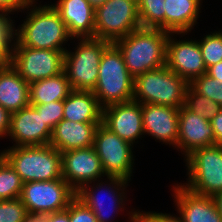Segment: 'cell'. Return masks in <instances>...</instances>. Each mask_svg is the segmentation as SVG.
Segmentation results:
<instances>
[{
  "mask_svg": "<svg viewBox=\"0 0 222 222\" xmlns=\"http://www.w3.org/2000/svg\"><path fill=\"white\" fill-rule=\"evenodd\" d=\"M93 147L101 160L106 176L132 181L134 173V146L110 131L102 123L97 126Z\"/></svg>",
  "mask_w": 222,
  "mask_h": 222,
  "instance_id": "obj_10",
  "label": "cell"
},
{
  "mask_svg": "<svg viewBox=\"0 0 222 222\" xmlns=\"http://www.w3.org/2000/svg\"><path fill=\"white\" fill-rule=\"evenodd\" d=\"M171 196L183 222H222L213 197L193 193L180 183L173 184Z\"/></svg>",
  "mask_w": 222,
  "mask_h": 222,
  "instance_id": "obj_19",
  "label": "cell"
},
{
  "mask_svg": "<svg viewBox=\"0 0 222 222\" xmlns=\"http://www.w3.org/2000/svg\"><path fill=\"white\" fill-rule=\"evenodd\" d=\"M101 123H81L62 119L52 130L49 144L60 153L93 146L95 130Z\"/></svg>",
  "mask_w": 222,
  "mask_h": 222,
  "instance_id": "obj_21",
  "label": "cell"
},
{
  "mask_svg": "<svg viewBox=\"0 0 222 222\" xmlns=\"http://www.w3.org/2000/svg\"><path fill=\"white\" fill-rule=\"evenodd\" d=\"M184 106L192 113L208 120L214 118L222 108L221 105L212 99L198 94L190 85L186 91Z\"/></svg>",
  "mask_w": 222,
  "mask_h": 222,
  "instance_id": "obj_28",
  "label": "cell"
},
{
  "mask_svg": "<svg viewBox=\"0 0 222 222\" xmlns=\"http://www.w3.org/2000/svg\"><path fill=\"white\" fill-rule=\"evenodd\" d=\"M28 0H0V14L13 15L25 6Z\"/></svg>",
  "mask_w": 222,
  "mask_h": 222,
  "instance_id": "obj_36",
  "label": "cell"
},
{
  "mask_svg": "<svg viewBox=\"0 0 222 222\" xmlns=\"http://www.w3.org/2000/svg\"><path fill=\"white\" fill-rule=\"evenodd\" d=\"M76 191L63 179L23 183L20 199L27 211L54 213L65 210Z\"/></svg>",
  "mask_w": 222,
  "mask_h": 222,
  "instance_id": "obj_12",
  "label": "cell"
},
{
  "mask_svg": "<svg viewBox=\"0 0 222 222\" xmlns=\"http://www.w3.org/2000/svg\"><path fill=\"white\" fill-rule=\"evenodd\" d=\"M30 105L29 83L11 66L0 68V106L10 113Z\"/></svg>",
  "mask_w": 222,
  "mask_h": 222,
  "instance_id": "obj_24",
  "label": "cell"
},
{
  "mask_svg": "<svg viewBox=\"0 0 222 222\" xmlns=\"http://www.w3.org/2000/svg\"><path fill=\"white\" fill-rule=\"evenodd\" d=\"M23 182L11 165L0 155V200L21 196Z\"/></svg>",
  "mask_w": 222,
  "mask_h": 222,
  "instance_id": "obj_27",
  "label": "cell"
},
{
  "mask_svg": "<svg viewBox=\"0 0 222 222\" xmlns=\"http://www.w3.org/2000/svg\"><path fill=\"white\" fill-rule=\"evenodd\" d=\"M65 51L13 45L10 64L30 84L61 73L64 70Z\"/></svg>",
  "mask_w": 222,
  "mask_h": 222,
  "instance_id": "obj_11",
  "label": "cell"
},
{
  "mask_svg": "<svg viewBox=\"0 0 222 222\" xmlns=\"http://www.w3.org/2000/svg\"><path fill=\"white\" fill-rule=\"evenodd\" d=\"M24 222H47V214L28 211Z\"/></svg>",
  "mask_w": 222,
  "mask_h": 222,
  "instance_id": "obj_41",
  "label": "cell"
},
{
  "mask_svg": "<svg viewBox=\"0 0 222 222\" xmlns=\"http://www.w3.org/2000/svg\"><path fill=\"white\" fill-rule=\"evenodd\" d=\"M168 37V31L141 27L116 40L114 44L121 51L128 71L135 78L166 65Z\"/></svg>",
  "mask_w": 222,
  "mask_h": 222,
  "instance_id": "obj_2",
  "label": "cell"
},
{
  "mask_svg": "<svg viewBox=\"0 0 222 222\" xmlns=\"http://www.w3.org/2000/svg\"><path fill=\"white\" fill-rule=\"evenodd\" d=\"M210 124L213 127L215 134V143L222 144V108L218 114L210 120Z\"/></svg>",
  "mask_w": 222,
  "mask_h": 222,
  "instance_id": "obj_38",
  "label": "cell"
},
{
  "mask_svg": "<svg viewBox=\"0 0 222 222\" xmlns=\"http://www.w3.org/2000/svg\"><path fill=\"white\" fill-rule=\"evenodd\" d=\"M189 85L198 93L208 97L222 106V81L208 74L195 77Z\"/></svg>",
  "mask_w": 222,
  "mask_h": 222,
  "instance_id": "obj_31",
  "label": "cell"
},
{
  "mask_svg": "<svg viewBox=\"0 0 222 222\" xmlns=\"http://www.w3.org/2000/svg\"><path fill=\"white\" fill-rule=\"evenodd\" d=\"M107 0H88V2L94 7H98L101 6L102 4H104Z\"/></svg>",
  "mask_w": 222,
  "mask_h": 222,
  "instance_id": "obj_43",
  "label": "cell"
},
{
  "mask_svg": "<svg viewBox=\"0 0 222 222\" xmlns=\"http://www.w3.org/2000/svg\"><path fill=\"white\" fill-rule=\"evenodd\" d=\"M102 124L135 147L145 137L142 104L134 100L104 107Z\"/></svg>",
  "mask_w": 222,
  "mask_h": 222,
  "instance_id": "obj_15",
  "label": "cell"
},
{
  "mask_svg": "<svg viewBox=\"0 0 222 222\" xmlns=\"http://www.w3.org/2000/svg\"><path fill=\"white\" fill-rule=\"evenodd\" d=\"M137 3L141 27L165 31L164 0H137Z\"/></svg>",
  "mask_w": 222,
  "mask_h": 222,
  "instance_id": "obj_26",
  "label": "cell"
},
{
  "mask_svg": "<svg viewBox=\"0 0 222 222\" xmlns=\"http://www.w3.org/2000/svg\"><path fill=\"white\" fill-rule=\"evenodd\" d=\"M47 222H70L69 206L65 210L47 214Z\"/></svg>",
  "mask_w": 222,
  "mask_h": 222,
  "instance_id": "obj_39",
  "label": "cell"
},
{
  "mask_svg": "<svg viewBox=\"0 0 222 222\" xmlns=\"http://www.w3.org/2000/svg\"><path fill=\"white\" fill-rule=\"evenodd\" d=\"M187 181L193 193L211 196L222 192V146L215 144L193 150L184 159Z\"/></svg>",
  "mask_w": 222,
  "mask_h": 222,
  "instance_id": "obj_8",
  "label": "cell"
},
{
  "mask_svg": "<svg viewBox=\"0 0 222 222\" xmlns=\"http://www.w3.org/2000/svg\"><path fill=\"white\" fill-rule=\"evenodd\" d=\"M28 0L20 10L26 13L23 23L14 28V44L35 49L67 50L72 40L58 11L49 3ZM39 4V5H38ZM64 46V47H63Z\"/></svg>",
  "mask_w": 222,
  "mask_h": 222,
  "instance_id": "obj_1",
  "label": "cell"
},
{
  "mask_svg": "<svg viewBox=\"0 0 222 222\" xmlns=\"http://www.w3.org/2000/svg\"><path fill=\"white\" fill-rule=\"evenodd\" d=\"M94 14V38L114 43L141 28L137 0H107Z\"/></svg>",
  "mask_w": 222,
  "mask_h": 222,
  "instance_id": "obj_9",
  "label": "cell"
},
{
  "mask_svg": "<svg viewBox=\"0 0 222 222\" xmlns=\"http://www.w3.org/2000/svg\"><path fill=\"white\" fill-rule=\"evenodd\" d=\"M215 134L210 120L192 113L185 106L179 108L177 151L183 158L193 150L215 145Z\"/></svg>",
  "mask_w": 222,
  "mask_h": 222,
  "instance_id": "obj_17",
  "label": "cell"
},
{
  "mask_svg": "<svg viewBox=\"0 0 222 222\" xmlns=\"http://www.w3.org/2000/svg\"><path fill=\"white\" fill-rule=\"evenodd\" d=\"M51 135V128L33 106L11 113L7 138L12 141V146L49 145Z\"/></svg>",
  "mask_w": 222,
  "mask_h": 222,
  "instance_id": "obj_16",
  "label": "cell"
},
{
  "mask_svg": "<svg viewBox=\"0 0 222 222\" xmlns=\"http://www.w3.org/2000/svg\"><path fill=\"white\" fill-rule=\"evenodd\" d=\"M103 107L92 91L72 90L63 100V119L81 123H102Z\"/></svg>",
  "mask_w": 222,
  "mask_h": 222,
  "instance_id": "obj_23",
  "label": "cell"
},
{
  "mask_svg": "<svg viewBox=\"0 0 222 222\" xmlns=\"http://www.w3.org/2000/svg\"><path fill=\"white\" fill-rule=\"evenodd\" d=\"M175 34L181 36L179 40H177ZM185 35L189 34L169 33L166 45V67L190 83L195 77L205 74L207 68L203 61L198 40L196 38L189 39L188 36L183 38Z\"/></svg>",
  "mask_w": 222,
  "mask_h": 222,
  "instance_id": "obj_13",
  "label": "cell"
},
{
  "mask_svg": "<svg viewBox=\"0 0 222 222\" xmlns=\"http://www.w3.org/2000/svg\"><path fill=\"white\" fill-rule=\"evenodd\" d=\"M213 199L216 204L217 210L222 217V192L215 194L213 196Z\"/></svg>",
  "mask_w": 222,
  "mask_h": 222,
  "instance_id": "obj_42",
  "label": "cell"
},
{
  "mask_svg": "<svg viewBox=\"0 0 222 222\" xmlns=\"http://www.w3.org/2000/svg\"><path fill=\"white\" fill-rule=\"evenodd\" d=\"M50 3L58 11L72 38H94L95 8L88 0H57Z\"/></svg>",
  "mask_w": 222,
  "mask_h": 222,
  "instance_id": "obj_20",
  "label": "cell"
},
{
  "mask_svg": "<svg viewBox=\"0 0 222 222\" xmlns=\"http://www.w3.org/2000/svg\"><path fill=\"white\" fill-rule=\"evenodd\" d=\"M0 155L11 165L23 183L62 178L61 153L52 145L10 146Z\"/></svg>",
  "mask_w": 222,
  "mask_h": 222,
  "instance_id": "obj_3",
  "label": "cell"
},
{
  "mask_svg": "<svg viewBox=\"0 0 222 222\" xmlns=\"http://www.w3.org/2000/svg\"><path fill=\"white\" fill-rule=\"evenodd\" d=\"M76 44L64 55V72L72 90L92 91L98 81L101 56L111 42L98 38H72Z\"/></svg>",
  "mask_w": 222,
  "mask_h": 222,
  "instance_id": "obj_7",
  "label": "cell"
},
{
  "mask_svg": "<svg viewBox=\"0 0 222 222\" xmlns=\"http://www.w3.org/2000/svg\"><path fill=\"white\" fill-rule=\"evenodd\" d=\"M11 113L0 106V139L7 137L10 128Z\"/></svg>",
  "mask_w": 222,
  "mask_h": 222,
  "instance_id": "obj_37",
  "label": "cell"
},
{
  "mask_svg": "<svg viewBox=\"0 0 222 222\" xmlns=\"http://www.w3.org/2000/svg\"><path fill=\"white\" fill-rule=\"evenodd\" d=\"M38 113H41L45 123L53 128L63 119V100L53 101L48 104H30Z\"/></svg>",
  "mask_w": 222,
  "mask_h": 222,
  "instance_id": "obj_33",
  "label": "cell"
},
{
  "mask_svg": "<svg viewBox=\"0 0 222 222\" xmlns=\"http://www.w3.org/2000/svg\"><path fill=\"white\" fill-rule=\"evenodd\" d=\"M203 0H164L165 31L189 33L198 23Z\"/></svg>",
  "mask_w": 222,
  "mask_h": 222,
  "instance_id": "obj_22",
  "label": "cell"
},
{
  "mask_svg": "<svg viewBox=\"0 0 222 222\" xmlns=\"http://www.w3.org/2000/svg\"><path fill=\"white\" fill-rule=\"evenodd\" d=\"M189 82L166 65L134 78L133 100L141 104H159L180 108L185 104Z\"/></svg>",
  "mask_w": 222,
  "mask_h": 222,
  "instance_id": "obj_6",
  "label": "cell"
},
{
  "mask_svg": "<svg viewBox=\"0 0 222 222\" xmlns=\"http://www.w3.org/2000/svg\"><path fill=\"white\" fill-rule=\"evenodd\" d=\"M72 88L64 70L52 77L34 81L29 84L30 104H48L65 100Z\"/></svg>",
  "mask_w": 222,
  "mask_h": 222,
  "instance_id": "obj_25",
  "label": "cell"
},
{
  "mask_svg": "<svg viewBox=\"0 0 222 222\" xmlns=\"http://www.w3.org/2000/svg\"><path fill=\"white\" fill-rule=\"evenodd\" d=\"M62 178L77 192L83 185L106 177L93 146L61 153Z\"/></svg>",
  "mask_w": 222,
  "mask_h": 222,
  "instance_id": "obj_14",
  "label": "cell"
},
{
  "mask_svg": "<svg viewBox=\"0 0 222 222\" xmlns=\"http://www.w3.org/2000/svg\"><path fill=\"white\" fill-rule=\"evenodd\" d=\"M27 212L20 197L0 200V222H24Z\"/></svg>",
  "mask_w": 222,
  "mask_h": 222,
  "instance_id": "obj_32",
  "label": "cell"
},
{
  "mask_svg": "<svg viewBox=\"0 0 222 222\" xmlns=\"http://www.w3.org/2000/svg\"><path fill=\"white\" fill-rule=\"evenodd\" d=\"M69 219L70 222H98L94 212L77 197L69 203Z\"/></svg>",
  "mask_w": 222,
  "mask_h": 222,
  "instance_id": "obj_34",
  "label": "cell"
},
{
  "mask_svg": "<svg viewBox=\"0 0 222 222\" xmlns=\"http://www.w3.org/2000/svg\"><path fill=\"white\" fill-rule=\"evenodd\" d=\"M92 92L103 108L133 100L134 77L128 71L124 57L114 43H111L101 56L98 81Z\"/></svg>",
  "mask_w": 222,
  "mask_h": 222,
  "instance_id": "obj_5",
  "label": "cell"
},
{
  "mask_svg": "<svg viewBox=\"0 0 222 222\" xmlns=\"http://www.w3.org/2000/svg\"><path fill=\"white\" fill-rule=\"evenodd\" d=\"M203 37L198 42L205 67L208 68L222 61V31L214 30L210 34H203Z\"/></svg>",
  "mask_w": 222,
  "mask_h": 222,
  "instance_id": "obj_29",
  "label": "cell"
},
{
  "mask_svg": "<svg viewBox=\"0 0 222 222\" xmlns=\"http://www.w3.org/2000/svg\"><path fill=\"white\" fill-rule=\"evenodd\" d=\"M137 222H183L180 216L172 213L155 211H141L138 209Z\"/></svg>",
  "mask_w": 222,
  "mask_h": 222,
  "instance_id": "obj_35",
  "label": "cell"
},
{
  "mask_svg": "<svg viewBox=\"0 0 222 222\" xmlns=\"http://www.w3.org/2000/svg\"><path fill=\"white\" fill-rule=\"evenodd\" d=\"M144 136L177 147L179 108L159 104H142Z\"/></svg>",
  "mask_w": 222,
  "mask_h": 222,
  "instance_id": "obj_18",
  "label": "cell"
},
{
  "mask_svg": "<svg viewBox=\"0 0 222 222\" xmlns=\"http://www.w3.org/2000/svg\"><path fill=\"white\" fill-rule=\"evenodd\" d=\"M12 18L6 14H0V67L7 66L11 62L16 25Z\"/></svg>",
  "mask_w": 222,
  "mask_h": 222,
  "instance_id": "obj_30",
  "label": "cell"
},
{
  "mask_svg": "<svg viewBox=\"0 0 222 222\" xmlns=\"http://www.w3.org/2000/svg\"><path fill=\"white\" fill-rule=\"evenodd\" d=\"M206 74L214 79H219V81H222V61L208 67Z\"/></svg>",
  "mask_w": 222,
  "mask_h": 222,
  "instance_id": "obj_40",
  "label": "cell"
},
{
  "mask_svg": "<svg viewBox=\"0 0 222 222\" xmlns=\"http://www.w3.org/2000/svg\"><path fill=\"white\" fill-rule=\"evenodd\" d=\"M128 183L130 181L121 177L106 176V178L83 185L76 192V197L94 212L98 222H113L115 215L124 210L128 212L130 220L128 222H137L138 209L132 208L131 211L125 209V203L129 201L127 199V192H129L127 188L130 186Z\"/></svg>",
  "mask_w": 222,
  "mask_h": 222,
  "instance_id": "obj_4",
  "label": "cell"
}]
</instances>
